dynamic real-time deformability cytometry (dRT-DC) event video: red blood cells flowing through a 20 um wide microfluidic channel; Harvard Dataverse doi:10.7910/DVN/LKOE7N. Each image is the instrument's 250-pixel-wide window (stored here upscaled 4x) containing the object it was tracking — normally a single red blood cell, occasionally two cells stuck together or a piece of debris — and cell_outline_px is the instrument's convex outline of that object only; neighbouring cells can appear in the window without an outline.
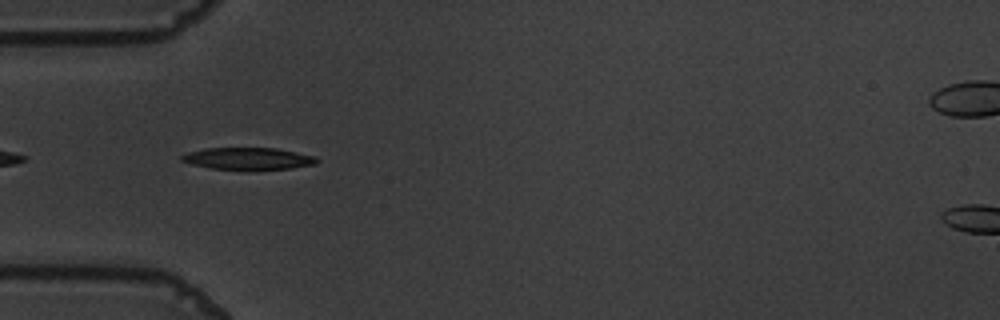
{"species": "common noctule bat (a hibernating species)", "species_latin": "Nyctalus noctula", "temperature_condition": "warm", "stored_images_in_passage": 15, "camera_frame_rate_fps": 3000, "um_per_image_px": 0.085, "animal": {"sex": "male", "body_mass_g": 19.5, "forearm_length_mm": 54.6}, "frame": {"image": 1, "passage_image": 3, "time_ms": 0.667, "image_size_px": [1000, 320], "cell_outline_px": [[316, 160], [308, 164], [284, 168], [220, 168], [200, 164], [184, 160], [184, 156], [196, 152], [216, 148], [268, 148], [308, 156]], "centroid_in_image_um": [21.09, 13.46], "position_along_channel_um": 63.9, "area_um2": 14.85}}
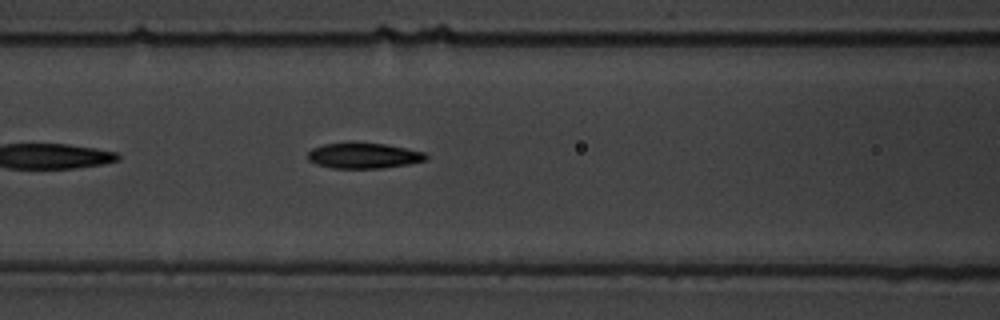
{"frame": {"image": 2, "passage_image": 9, "time_ms": 2.667, "image_size_px": [1000, 320], "cell_outline_px": [[424, 156], [420, 160], [400, 164], [364, 168], [344, 168], [320, 164], [312, 160], [308, 156], [316, 148], [332, 144], [376, 144], [400, 148], [420, 152]], "centroid_in_image_um": [30.84, 13.23], "position_along_channel_um": 135.8, "area_um2": 15.26}}